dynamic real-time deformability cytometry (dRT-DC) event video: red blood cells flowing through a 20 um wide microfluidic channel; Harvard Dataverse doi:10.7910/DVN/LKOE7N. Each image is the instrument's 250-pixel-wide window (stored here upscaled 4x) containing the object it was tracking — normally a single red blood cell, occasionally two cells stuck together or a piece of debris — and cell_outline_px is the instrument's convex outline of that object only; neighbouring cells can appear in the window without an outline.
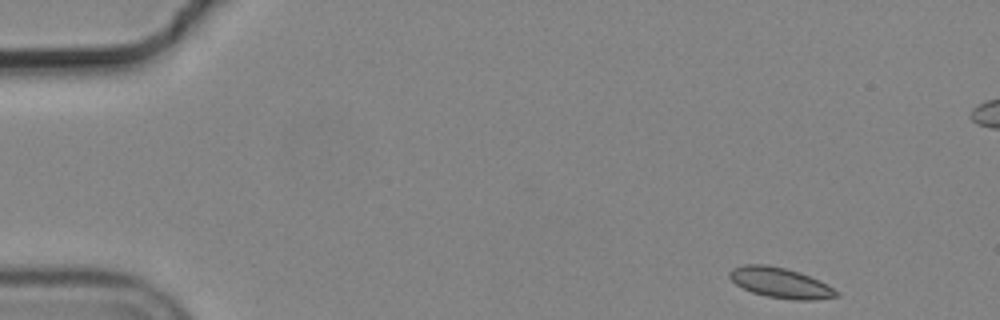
{"species": "common noctule bat (a hibernating species)", "species_latin": "Nyctalus noctula", "temperature_condition": "cold", "stored_images_in_passage": 52, "camera_frame_rate_fps": 3000, "um_per_image_px": 0.085, "animal": {"sex": "male", "body_mass_g": 19.2, "forearm_length_mm": 51.8}, "frame": {"image": 1, "passage_image": 1, "time_ms": 0.0, "image_size_px": [1000, 320], "cell_outline_px": [[840, 296], [816, 300], [796, 300], [768, 296], [752, 292], [736, 284], [728, 276], [728, 272], [732, 268], [744, 264], [768, 264], [800, 272], [820, 280], [828, 284], [840, 292]], "centroid_in_image_um": [66.37, 24.03], "position_along_channel_um": 18.6, "area_um2": 19.02}}
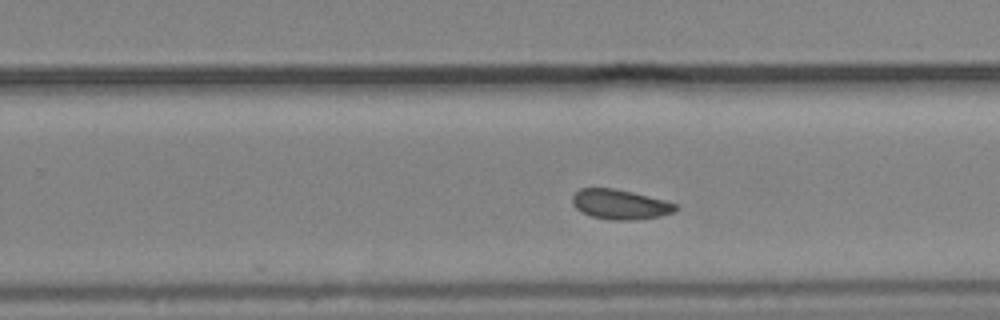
{"frame": {"image": 2, "passage_image": 31, "time_ms": 10.0, "image_size_px": [1000, 320], "cell_outline_px": [[680, 208], [672, 212], [660, 216], [636, 220], [608, 220], [592, 216], [576, 208], [572, 204], [572, 196], [580, 188], [612, 188], [632, 192], [664, 200], [676, 204]], "centroid_in_image_um": [52.71, 17.38], "position_along_channel_um": 277.1, "area_um2": 17.86}}
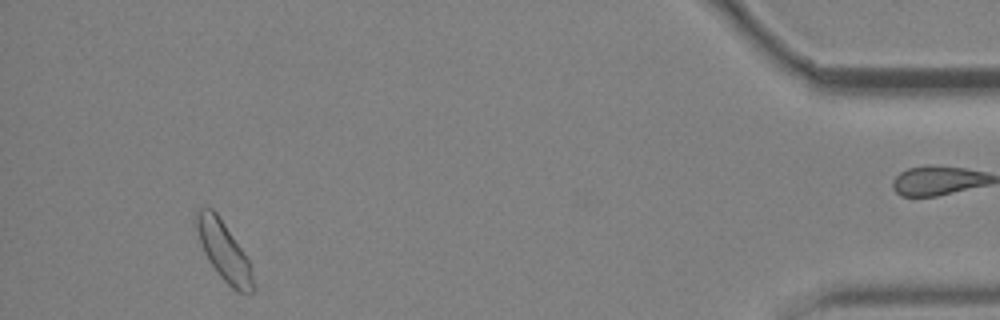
{"frame": {"image": 3, "passage_image": 48, "time_ms": 15.667, "image_size_px": [1000, 320], "cell_outline_px": [[252, 292], [248, 296], [236, 292], [220, 276], [208, 260], [200, 244], [196, 228], [196, 208], [212, 208], [216, 212], [248, 260], [252, 276]], "centroid_in_image_um": [18.99, 21.36], "position_along_channel_um": 416.2, "area_um2": 19.02}, "authors_computed_cell_mechanics": {"area_um2": 18.2359, "velocity_mm_per_s": 3.644, "shape_relaxation_time_tau1_ms": 6.2529, "shape_relaxation_time_tau2_ms": 3.7904, "deformation_change_tau1": 0.0866, "deformation_change_tau2": 0.0653}}